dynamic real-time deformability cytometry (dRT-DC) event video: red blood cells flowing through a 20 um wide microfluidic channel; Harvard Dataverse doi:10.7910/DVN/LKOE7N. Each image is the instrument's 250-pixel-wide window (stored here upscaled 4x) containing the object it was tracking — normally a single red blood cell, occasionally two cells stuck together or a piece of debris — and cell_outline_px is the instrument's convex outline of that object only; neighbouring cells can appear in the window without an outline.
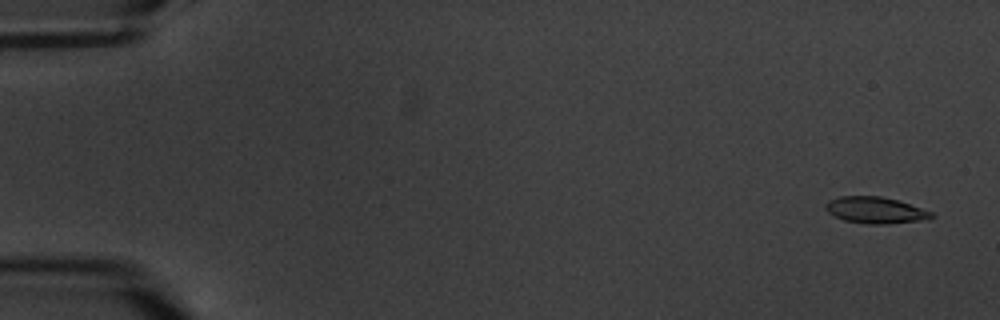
{"species": "common noctule bat (a hibernating species)", "species_latin": "Nyctalus noctula", "temperature_condition": "warm", "stored_images_in_passage": 8, "camera_frame_rate_fps": 3000, "um_per_image_px": 0.085, "animal": {"sex": "male", "body_mass_g": 20.1, "forearm_length_mm": 53.5}, "frame": {"image": 1, "passage_image": 1, "time_ms": 0.0, "image_size_px": [1000, 320], "cell_outline_px": [[936, 216], [920, 220], [888, 224], [868, 224], [844, 220], [828, 212], [824, 208], [824, 204], [828, 200], [840, 196], [880, 196], [896, 200], [932, 212]], "centroid_in_image_um": [74.35, 17.86], "position_along_channel_um": 10.6, "area_um2": 16.13}}
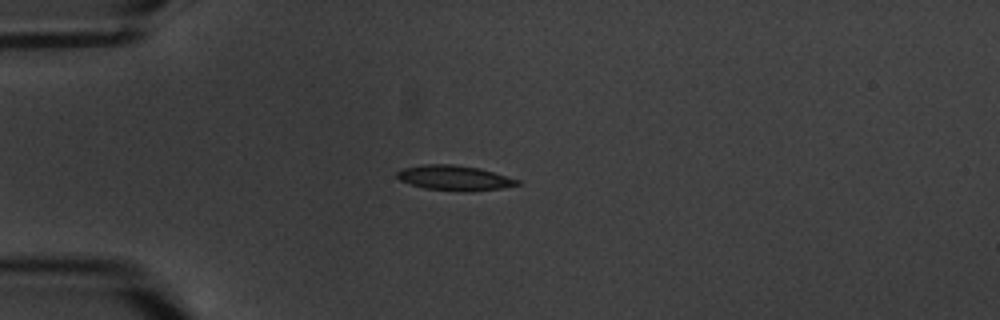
{"frame": {"image": 2, "passage_image": 5, "time_ms": 4.667, "image_size_px": [1000, 320], "cell_outline_px": [[520, 184], [500, 188], [468, 192], [424, 188], [400, 180], [396, 176], [396, 172], [404, 168], [424, 164], [452, 164], [480, 168], [520, 180]], "centroid_in_image_um": [38.63, 15.12], "position_along_channel_um": 46.4, "area_um2": 17.4}}